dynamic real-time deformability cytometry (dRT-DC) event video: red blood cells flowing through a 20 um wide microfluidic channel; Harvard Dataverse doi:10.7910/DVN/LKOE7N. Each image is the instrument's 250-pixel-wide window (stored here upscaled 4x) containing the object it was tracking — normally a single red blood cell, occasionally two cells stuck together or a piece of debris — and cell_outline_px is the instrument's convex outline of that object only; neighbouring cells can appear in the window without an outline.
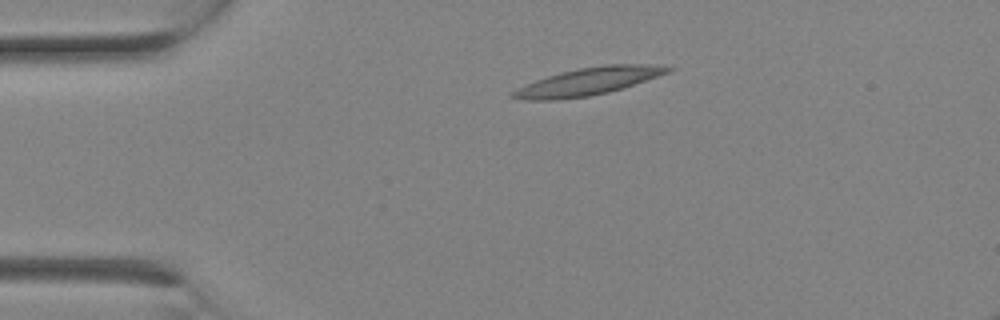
{"species": "Egyptian fruit bat (a non-hibernating species)", "species_latin": "Rousettus aegyptiacus", "temperature_condition": "room temperature", "stored_images_in_passage": 1, "camera_frame_rate_fps": 3000, "um_per_image_px": 0.085, "animal": {"sex": "female"}, "frame": {"image": 1, "passage_image": 1, "time_ms": 0.0, "image_size_px": [1000, 320], "cell_outline_px": [[676, 68], [668, 72], [624, 88], [608, 92], [588, 96], [560, 100], [520, 100], [508, 96], [508, 92], [536, 80], [560, 72], [580, 68], [604, 64], [648, 64]], "centroid_in_image_um": [49.93, 6.93], "position_along_channel_um": 35.1, "area_um2": 24.85}}